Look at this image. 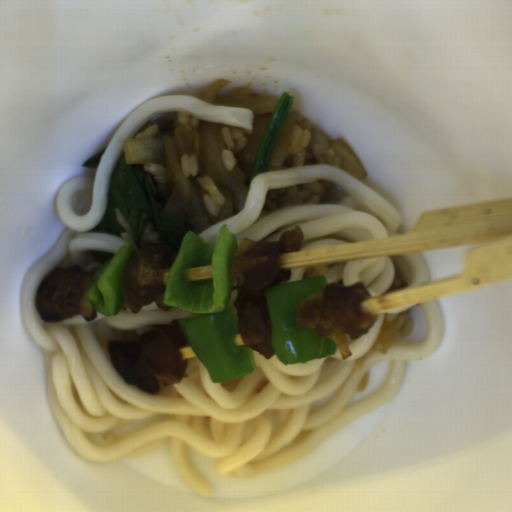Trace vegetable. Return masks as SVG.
<instances>
[{"mask_svg":"<svg viewBox=\"0 0 512 512\" xmlns=\"http://www.w3.org/2000/svg\"><path fill=\"white\" fill-rule=\"evenodd\" d=\"M133 252V245H123L112 257L101 264L85 288V300L99 314L113 316L124 307L122 300L123 271Z\"/></svg>","mask_w":512,"mask_h":512,"instance_id":"vegetable-4","label":"vegetable"},{"mask_svg":"<svg viewBox=\"0 0 512 512\" xmlns=\"http://www.w3.org/2000/svg\"><path fill=\"white\" fill-rule=\"evenodd\" d=\"M328 285L325 275L284 282L265 290L272 346L278 360L288 364H306L336 353V342L321 336L317 329L303 327L296 310L310 296Z\"/></svg>","mask_w":512,"mask_h":512,"instance_id":"vegetable-2","label":"vegetable"},{"mask_svg":"<svg viewBox=\"0 0 512 512\" xmlns=\"http://www.w3.org/2000/svg\"><path fill=\"white\" fill-rule=\"evenodd\" d=\"M105 150H106V147L104 149H102L101 151H99L98 153H96L95 155H93L92 157H90L89 159H87L86 161H84L83 164L81 165V168L97 169L98 164H99Z\"/></svg>","mask_w":512,"mask_h":512,"instance_id":"vegetable-6","label":"vegetable"},{"mask_svg":"<svg viewBox=\"0 0 512 512\" xmlns=\"http://www.w3.org/2000/svg\"><path fill=\"white\" fill-rule=\"evenodd\" d=\"M238 244L228 225L215 243L193 231L184 234L169 272L162 301L195 314L177 319L185 343L213 383L252 374L256 361L245 345L232 304L230 275Z\"/></svg>","mask_w":512,"mask_h":512,"instance_id":"vegetable-1","label":"vegetable"},{"mask_svg":"<svg viewBox=\"0 0 512 512\" xmlns=\"http://www.w3.org/2000/svg\"><path fill=\"white\" fill-rule=\"evenodd\" d=\"M293 95L282 92L265 127L249 182L258 174L267 171L269 158L282 132L293 106Z\"/></svg>","mask_w":512,"mask_h":512,"instance_id":"vegetable-5","label":"vegetable"},{"mask_svg":"<svg viewBox=\"0 0 512 512\" xmlns=\"http://www.w3.org/2000/svg\"><path fill=\"white\" fill-rule=\"evenodd\" d=\"M90 255L92 256V258L95 261H97L99 264L102 265L104 262H106L108 259L113 257L115 254H113L111 252L100 251V250H90Z\"/></svg>","mask_w":512,"mask_h":512,"instance_id":"vegetable-7","label":"vegetable"},{"mask_svg":"<svg viewBox=\"0 0 512 512\" xmlns=\"http://www.w3.org/2000/svg\"><path fill=\"white\" fill-rule=\"evenodd\" d=\"M115 209L125 219L138 247L145 222H152L160 232L161 215L153 189L141 164L126 162L125 153L115 165L108 183L105 214L88 233L121 236L127 230L118 222Z\"/></svg>","mask_w":512,"mask_h":512,"instance_id":"vegetable-3","label":"vegetable"}]
</instances>
